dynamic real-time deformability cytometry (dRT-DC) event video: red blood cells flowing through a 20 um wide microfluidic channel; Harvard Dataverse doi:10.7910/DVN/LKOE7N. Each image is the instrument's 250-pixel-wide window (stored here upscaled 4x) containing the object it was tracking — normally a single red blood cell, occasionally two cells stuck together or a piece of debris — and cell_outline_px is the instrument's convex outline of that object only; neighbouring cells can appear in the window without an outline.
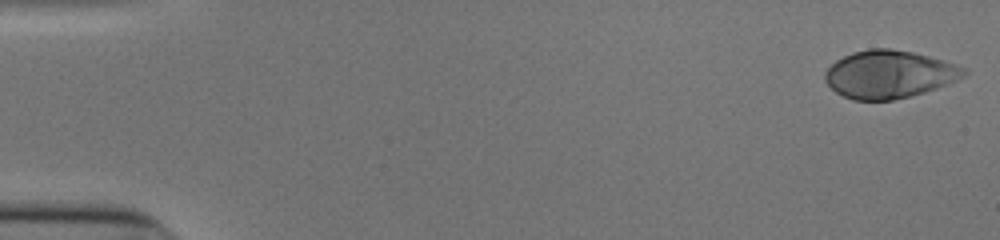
{"species": "human", "species_latin": "Homo sapiens", "temperature_condition": "cold", "stored_images_in_passage": 45, "camera_frame_rate_fps": 3000, "um_per_image_px": 0.085, "donor": {"sex": "male"}, "frame": {"image": 1, "passage_image": 1, "time_ms": 0.0, "image_size_px": [1000, 240], "cell_outline_px": [[968, 72], [964, 76], [956, 80], [936, 88], [924, 92], [892, 100], [852, 100], [836, 92], [824, 80], [824, 72], [836, 60], [852, 52], [868, 48], [892, 48], [912, 52], [928, 56], [956, 64], [968, 68]], "centroid_in_image_um": [75.57, 6.3], "position_along_channel_um": 9.4, "area_um2": 38.61}}
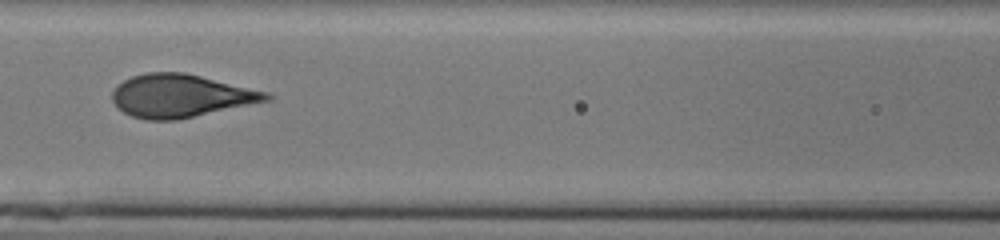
{"frame": {"image": 2, "passage_image": 24, "time_ms": 7.667, "image_size_px": [1000, 240], "cell_outline_px": [[272, 100], [176, 120], [148, 120], [132, 116], [124, 112], [112, 100], [112, 92], [124, 80], [132, 76], [148, 72], [184, 72], [268, 92], [272, 96]], "centroid_in_image_um": [15.38, 8.14], "position_along_channel_um": 151.2, "area_um2": 38.26}}
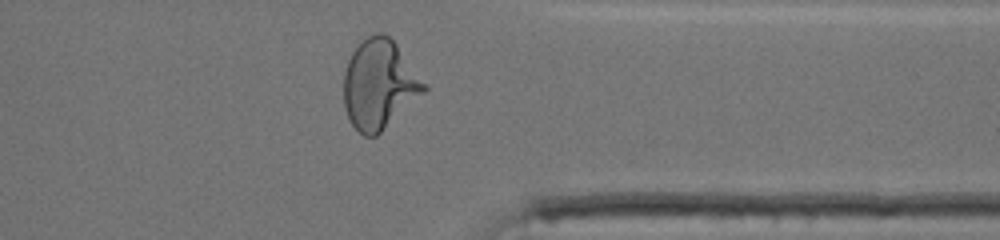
{"frame": {"image": 3, "passage_image": 42, "time_ms": 13.667, "image_size_px": [1000, 240], "cell_outline_px": [[428, 88], [424, 92], [376, 136], [364, 136], [352, 124], [348, 116], [344, 104], [344, 72], [348, 60], [352, 52], [372, 32], [380, 32], [388, 36], [396, 44], [428, 84]], "centroid_in_image_um": [32.25, 7.16], "position_along_channel_um": 379.2, "area_um2": 41.33}}